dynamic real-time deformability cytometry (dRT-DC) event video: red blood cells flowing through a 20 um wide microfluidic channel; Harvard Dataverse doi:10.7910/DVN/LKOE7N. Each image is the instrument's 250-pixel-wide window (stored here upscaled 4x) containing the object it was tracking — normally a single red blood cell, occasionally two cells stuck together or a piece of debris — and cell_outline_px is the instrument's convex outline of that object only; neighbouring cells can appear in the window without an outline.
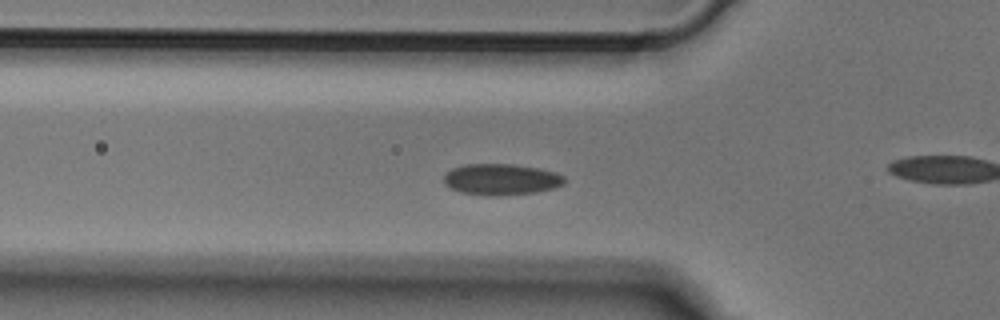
{"species": "Egyptian fruit bat (a non-hibernating species)", "species_latin": "Rousettus aegyptiacus", "temperature_condition": "cold", "stored_images_in_passage": 38, "camera_frame_rate_fps": 3000, "um_per_image_px": 0.085, "animal": {"sex": "male"}, "frame": {"image": 1, "passage_image": 3, "time_ms": 0.667, "image_size_px": [1000, 320], "cell_outline_px": [[564, 184], [556, 188], [536, 192], [496, 196], [488, 196], [460, 192], [444, 184], [444, 176], [452, 168], [464, 164], [512, 164], [540, 168], [564, 176]], "centroid_in_image_um": [42.6, 15.25], "position_along_channel_um": 83.2, "area_um2": 21.96}}
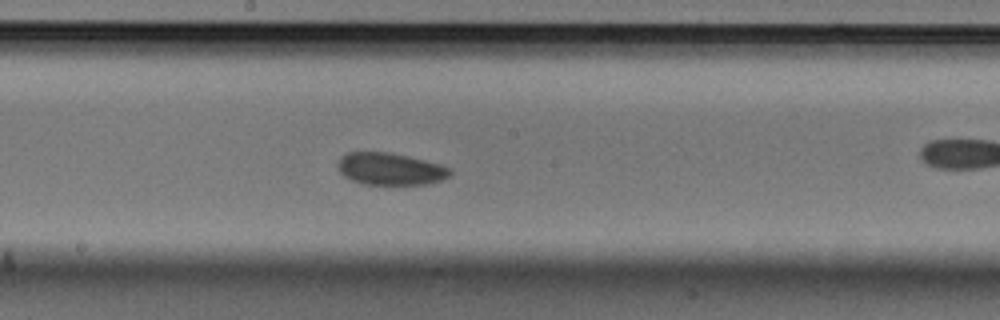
{"frame": {"image": 2, "passage_image": 13, "time_ms": 4.0, "image_size_px": [1000, 320], "cell_outline_px": [[452, 172], [448, 176], [440, 180], [428, 184], [364, 184], [352, 180], [344, 176], [340, 172], [336, 164], [340, 156], [348, 152], [388, 152], [408, 156], [440, 164], [452, 168]], "centroid_in_image_um": [33.15, 14.35], "position_along_channel_um": 215.1, "area_um2": 21.04}}
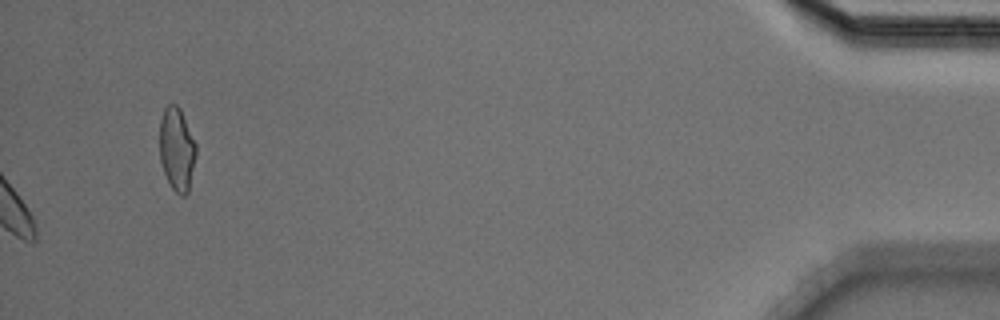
{"frame": {"image": 3, "passage_image": 38, "time_ms": 12.333, "image_size_px": [1000, 320], "cell_outline_px": [[196, 156], [188, 192], [184, 196], [180, 196], [172, 188], [164, 172], [160, 160], [160, 120], [164, 108], [168, 104], [176, 104], [180, 108], [196, 144]], "centroid_in_image_um": [15.03, 12.67], "position_along_channel_um": 420.2, "area_um2": 17.63}}